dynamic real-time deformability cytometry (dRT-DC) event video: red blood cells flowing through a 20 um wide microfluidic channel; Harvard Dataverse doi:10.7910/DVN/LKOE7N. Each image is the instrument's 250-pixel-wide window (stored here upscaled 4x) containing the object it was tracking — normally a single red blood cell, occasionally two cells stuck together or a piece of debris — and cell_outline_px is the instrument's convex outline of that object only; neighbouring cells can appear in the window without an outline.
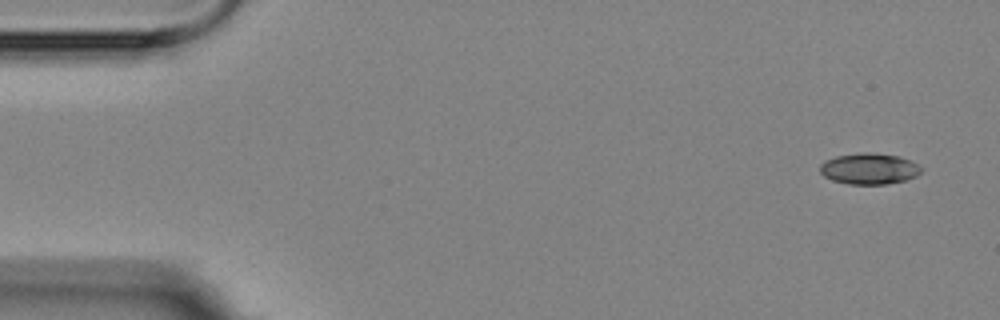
{"species": "Egyptian fruit bat (a non-hibernating species)", "species_latin": "Rousettus aegyptiacus", "temperature_condition": "room temperature", "stored_images_in_passage": 4, "camera_frame_rate_fps": 3000, "um_per_image_px": 0.085, "animal": {"sex": "female"}, "frame": {"image": 1, "passage_image": 1, "time_ms": 0.0, "image_size_px": [1000, 320], "cell_outline_px": [[924, 168], [916, 176], [904, 180], [888, 184], [848, 184], [832, 180], [824, 176], [820, 172], [820, 164], [824, 160], [836, 156], [864, 152], [900, 156]], "centroid_in_image_um": [73.86, 14.34], "position_along_channel_um": 11.1, "area_um2": 18.26}}